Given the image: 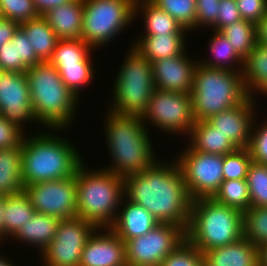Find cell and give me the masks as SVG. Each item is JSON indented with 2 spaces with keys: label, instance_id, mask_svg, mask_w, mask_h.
Here are the masks:
<instances>
[{
  "label": "cell",
  "instance_id": "cell-1",
  "mask_svg": "<svg viewBox=\"0 0 267 266\" xmlns=\"http://www.w3.org/2000/svg\"><path fill=\"white\" fill-rule=\"evenodd\" d=\"M159 160L144 171L125 177L124 195L149 211L159 223L174 224L186 231L192 199L183 173L175 159L172 163Z\"/></svg>",
  "mask_w": 267,
  "mask_h": 266
},
{
  "label": "cell",
  "instance_id": "cell-2",
  "mask_svg": "<svg viewBox=\"0 0 267 266\" xmlns=\"http://www.w3.org/2000/svg\"><path fill=\"white\" fill-rule=\"evenodd\" d=\"M107 112L104 134L112 166L102 169L125 178L151 167L158 158L141 116Z\"/></svg>",
  "mask_w": 267,
  "mask_h": 266
},
{
  "label": "cell",
  "instance_id": "cell-3",
  "mask_svg": "<svg viewBox=\"0 0 267 266\" xmlns=\"http://www.w3.org/2000/svg\"><path fill=\"white\" fill-rule=\"evenodd\" d=\"M52 133L37 131L33 136L24 135L21 143L23 186L74 176L83 164L76 146Z\"/></svg>",
  "mask_w": 267,
  "mask_h": 266
},
{
  "label": "cell",
  "instance_id": "cell-4",
  "mask_svg": "<svg viewBox=\"0 0 267 266\" xmlns=\"http://www.w3.org/2000/svg\"><path fill=\"white\" fill-rule=\"evenodd\" d=\"M26 76L37 122L52 131L65 130L73 121L79 98L70 91L58 70L48 61L28 68Z\"/></svg>",
  "mask_w": 267,
  "mask_h": 266
},
{
  "label": "cell",
  "instance_id": "cell-5",
  "mask_svg": "<svg viewBox=\"0 0 267 266\" xmlns=\"http://www.w3.org/2000/svg\"><path fill=\"white\" fill-rule=\"evenodd\" d=\"M82 164L76 171L77 216L97 228H109L117 216L124 192V178Z\"/></svg>",
  "mask_w": 267,
  "mask_h": 266
},
{
  "label": "cell",
  "instance_id": "cell-6",
  "mask_svg": "<svg viewBox=\"0 0 267 266\" xmlns=\"http://www.w3.org/2000/svg\"><path fill=\"white\" fill-rule=\"evenodd\" d=\"M185 235L203 253L232 244L243 237V212L213 198L194 199Z\"/></svg>",
  "mask_w": 267,
  "mask_h": 266
},
{
  "label": "cell",
  "instance_id": "cell-7",
  "mask_svg": "<svg viewBox=\"0 0 267 266\" xmlns=\"http://www.w3.org/2000/svg\"><path fill=\"white\" fill-rule=\"evenodd\" d=\"M248 97L242 72L197 64L191 91L195 121L208 120Z\"/></svg>",
  "mask_w": 267,
  "mask_h": 266
},
{
  "label": "cell",
  "instance_id": "cell-8",
  "mask_svg": "<svg viewBox=\"0 0 267 266\" xmlns=\"http://www.w3.org/2000/svg\"><path fill=\"white\" fill-rule=\"evenodd\" d=\"M131 47L112 85L114 98L109 110L121 115L142 116L155 90L153 68L146 57Z\"/></svg>",
  "mask_w": 267,
  "mask_h": 266
},
{
  "label": "cell",
  "instance_id": "cell-9",
  "mask_svg": "<svg viewBox=\"0 0 267 266\" xmlns=\"http://www.w3.org/2000/svg\"><path fill=\"white\" fill-rule=\"evenodd\" d=\"M134 4V0H83L81 39L94 50L107 45L134 21Z\"/></svg>",
  "mask_w": 267,
  "mask_h": 266
},
{
  "label": "cell",
  "instance_id": "cell-10",
  "mask_svg": "<svg viewBox=\"0 0 267 266\" xmlns=\"http://www.w3.org/2000/svg\"><path fill=\"white\" fill-rule=\"evenodd\" d=\"M175 159L192 200L212 198L223 182L224 155L193 150L189 145Z\"/></svg>",
  "mask_w": 267,
  "mask_h": 266
},
{
  "label": "cell",
  "instance_id": "cell-11",
  "mask_svg": "<svg viewBox=\"0 0 267 266\" xmlns=\"http://www.w3.org/2000/svg\"><path fill=\"white\" fill-rule=\"evenodd\" d=\"M141 118L165 134L181 132L189 135L195 124L191 93H173L155 88Z\"/></svg>",
  "mask_w": 267,
  "mask_h": 266
},
{
  "label": "cell",
  "instance_id": "cell-12",
  "mask_svg": "<svg viewBox=\"0 0 267 266\" xmlns=\"http://www.w3.org/2000/svg\"><path fill=\"white\" fill-rule=\"evenodd\" d=\"M186 239L185 230L170 223H159L145 235L128 240V266H160L163 259Z\"/></svg>",
  "mask_w": 267,
  "mask_h": 266
},
{
  "label": "cell",
  "instance_id": "cell-13",
  "mask_svg": "<svg viewBox=\"0 0 267 266\" xmlns=\"http://www.w3.org/2000/svg\"><path fill=\"white\" fill-rule=\"evenodd\" d=\"M96 229L78 216L61 219L54 239L41 253L44 266H79L82 250Z\"/></svg>",
  "mask_w": 267,
  "mask_h": 266
},
{
  "label": "cell",
  "instance_id": "cell-14",
  "mask_svg": "<svg viewBox=\"0 0 267 266\" xmlns=\"http://www.w3.org/2000/svg\"><path fill=\"white\" fill-rule=\"evenodd\" d=\"M36 212L59 219L77 216L75 175L59 180L39 182L24 186Z\"/></svg>",
  "mask_w": 267,
  "mask_h": 266
},
{
  "label": "cell",
  "instance_id": "cell-15",
  "mask_svg": "<svg viewBox=\"0 0 267 266\" xmlns=\"http://www.w3.org/2000/svg\"><path fill=\"white\" fill-rule=\"evenodd\" d=\"M0 115L25 133L24 123L36 122L26 72L0 74Z\"/></svg>",
  "mask_w": 267,
  "mask_h": 266
},
{
  "label": "cell",
  "instance_id": "cell-16",
  "mask_svg": "<svg viewBox=\"0 0 267 266\" xmlns=\"http://www.w3.org/2000/svg\"><path fill=\"white\" fill-rule=\"evenodd\" d=\"M254 96H249L239 105L211 116L207 121L215 127V130L221 132L238 149L247 148L254 117L256 113V101ZM255 102V103H254Z\"/></svg>",
  "mask_w": 267,
  "mask_h": 266
},
{
  "label": "cell",
  "instance_id": "cell-17",
  "mask_svg": "<svg viewBox=\"0 0 267 266\" xmlns=\"http://www.w3.org/2000/svg\"><path fill=\"white\" fill-rule=\"evenodd\" d=\"M79 266H128L125 242L110 228H97L82 250Z\"/></svg>",
  "mask_w": 267,
  "mask_h": 266
},
{
  "label": "cell",
  "instance_id": "cell-18",
  "mask_svg": "<svg viewBox=\"0 0 267 266\" xmlns=\"http://www.w3.org/2000/svg\"><path fill=\"white\" fill-rule=\"evenodd\" d=\"M186 52L152 62L155 88L173 93H191L198 61H192Z\"/></svg>",
  "mask_w": 267,
  "mask_h": 266
},
{
  "label": "cell",
  "instance_id": "cell-19",
  "mask_svg": "<svg viewBox=\"0 0 267 266\" xmlns=\"http://www.w3.org/2000/svg\"><path fill=\"white\" fill-rule=\"evenodd\" d=\"M120 209L121 211L117 212L114 223L109 228L125 243L145 235L159 224L149 211L131 202L125 196L122 198Z\"/></svg>",
  "mask_w": 267,
  "mask_h": 266
},
{
  "label": "cell",
  "instance_id": "cell-20",
  "mask_svg": "<svg viewBox=\"0 0 267 266\" xmlns=\"http://www.w3.org/2000/svg\"><path fill=\"white\" fill-rule=\"evenodd\" d=\"M204 266H260L259 248L242 237L226 246L203 253Z\"/></svg>",
  "mask_w": 267,
  "mask_h": 266
},
{
  "label": "cell",
  "instance_id": "cell-21",
  "mask_svg": "<svg viewBox=\"0 0 267 266\" xmlns=\"http://www.w3.org/2000/svg\"><path fill=\"white\" fill-rule=\"evenodd\" d=\"M43 17L59 40L81 39L83 27V0H72L57 6Z\"/></svg>",
  "mask_w": 267,
  "mask_h": 266
},
{
  "label": "cell",
  "instance_id": "cell-22",
  "mask_svg": "<svg viewBox=\"0 0 267 266\" xmlns=\"http://www.w3.org/2000/svg\"><path fill=\"white\" fill-rule=\"evenodd\" d=\"M186 34L142 35L131 46L151 63L179 56L185 51Z\"/></svg>",
  "mask_w": 267,
  "mask_h": 266
},
{
  "label": "cell",
  "instance_id": "cell-23",
  "mask_svg": "<svg viewBox=\"0 0 267 266\" xmlns=\"http://www.w3.org/2000/svg\"><path fill=\"white\" fill-rule=\"evenodd\" d=\"M189 136V146L196 151L226 155L238 149L221 132L215 130V127L207 120L195 121Z\"/></svg>",
  "mask_w": 267,
  "mask_h": 266
},
{
  "label": "cell",
  "instance_id": "cell-24",
  "mask_svg": "<svg viewBox=\"0 0 267 266\" xmlns=\"http://www.w3.org/2000/svg\"><path fill=\"white\" fill-rule=\"evenodd\" d=\"M61 219L35 212L30 220L12 237L27 245L38 246L40 252L50 244L57 232Z\"/></svg>",
  "mask_w": 267,
  "mask_h": 266
},
{
  "label": "cell",
  "instance_id": "cell-25",
  "mask_svg": "<svg viewBox=\"0 0 267 266\" xmlns=\"http://www.w3.org/2000/svg\"><path fill=\"white\" fill-rule=\"evenodd\" d=\"M143 12L145 35L186 34L187 30L168 13L154 5L150 0H138L134 4V18Z\"/></svg>",
  "mask_w": 267,
  "mask_h": 266
},
{
  "label": "cell",
  "instance_id": "cell-26",
  "mask_svg": "<svg viewBox=\"0 0 267 266\" xmlns=\"http://www.w3.org/2000/svg\"><path fill=\"white\" fill-rule=\"evenodd\" d=\"M22 149H0V195H14L24 191L22 179Z\"/></svg>",
  "mask_w": 267,
  "mask_h": 266
},
{
  "label": "cell",
  "instance_id": "cell-27",
  "mask_svg": "<svg viewBox=\"0 0 267 266\" xmlns=\"http://www.w3.org/2000/svg\"><path fill=\"white\" fill-rule=\"evenodd\" d=\"M245 89L249 96L267 89V47L256 44L244 59L242 70Z\"/></svg>",
  "mask_w": 267,
  "mask_h": 266
},
{
  "label": "cell",
  "instance_id": "cell-28",
  "mask_svg": "<svg viewBox=\"0 0 267 266\" xmlns=\"http://www.w3.org/2000/svg\"><path fill=\"white\" fill-rule=\"evenodd\" d=\"M35 212L29 197L24 191L6 196L2 241L5 237L6 239H8L7 237L12 238L32 218Z\"/></svg>",
  "mask_w": 267,
  "mask_h": 266
},
{
  "label": "cell",
  "instance_id": "cell-29",
  "mask_svg": "<svg viewBox=\"0 0 267 266\" xmlns=\"http://www.w3.org/2000/svg\"><path fill=\"white\" fill-rule=\"evenodd\" d=\"M20 28L28 37L36 56L42 62L48 61L59 40L48 21L43 16H39L21 23Z\"/></svg>",
  "mask_w": 267,
  "mask_h": 266
},
{
  "label": "cell",
  "instance_id": "cell-30",
  "mask_svg": "<svg viewBox=\"0 0 267 266\" xmlns=\"http://www.w3.org/2000/svg\"><path fill=\"white\" fill-rule=\"evenodd\" d=\"M212 31L213 35H211V39L208 42L209 50L211 55H213L212 60L210 58L209 61L207 59L206 61L202 60L198 63L208 67L242 72L244 59L235 51L233 45L225 36H223L219 31ZM237 64L239 69H237Z\"/></svg>",
  "mask_w": 267,
  "mask_h": 266
},
{
  "label": "cell",
  "instance_id": "cell-31",
  "mask_svg": "<svg viewBox=\"0 0 267 266\" xmlns=\"http://www.w3.org/2000/svg\"><path fill=\"white\" fill-rule=\"evenodd\" d=\"M92 50L94 49L82 39L58 40L48 62L57 70L61 66L93 65L90 61Z\"/></svg>",
  "mask_w": 267,
  "mask_h": 266
},
{
  "label": "cell",
  "instance_id": "cell-32",
  "mask_svg": "<svg viewBox=\"0 0 267 266\" xmlns=\"http://www.w3.org/2000/svg\"><path fill=\"white\" fill-rule=\"evenodd\" d=\"M220 33L233 45L235 51L245 59L256 45L255 24L239 20L224 27Z\"/></svg>",
  "mask_w": 267,
  "mask_h": 266
},
{
  "label": "cell",
  "instance_id": "cell-33",
  "mask_svg": "<svg viewBox=\"0 0 267 266\" xmlns=\"http://www.w3.org/2000/svg\"><path fill=\"white\" fill-rule=\"evenodd\" d=\"M212 198L222 205L245 212L250 208L247 180H224Z\"/></svg>",
  "mask_w": 267,
  "mask_h": 266
},
{
  "label": "cell",
  "instance_id": "cell-34",
  "mask_svg": "<svg viewBox=\"0 0 267 266\" xmlns=\"http://www.w3.org/2000/svg\"><path fill=\"white\" fill-rule=\"evenodd\" d=\"M243 237L257 248L267 243V207L243 212Z\"/></svg>",
  "mask_w": 267,
  "mask_h": 266
},
{
  "label": "cell",
  "instance_id": "cell-35",
  "mask_svg": "<svg viewBox=\"0 0 267 266\" xmlns=\"http://www.w3.org/2000/svg\"><path fill=\"white\" fill-rule=\"evenodd\" d=\"M187 31L196 29V0H150Z\"/></svg>",
  "mask_w": 267,
  "mask_h": 266
},
{
  "label": "cell",
  "instance_id": "cell-36",
  "mask_svg": "<svg viewBox=\"0 0 267 266\" xmlns=\"http://www.w3.org/2000/svg\"><path fill=\"white\" fill-rule=\"evenodd\" d=\"M250 207H267V165L252 162L247 171Z\"/></svg>",
  "mask_w": 267,
  "mask_h": 266
},
{
  "label": "cell",
  "instance_id": "cell-37",
  "mask_svg": "<svg viewBox=\"0 0 267 266\" xmlns=\"http://www.w3.org/2000/svg\"><path fill=\"white\" fill-rule=\"evenodd\" d=\"M93 65H71V66H61L58 69V73L70 89V91L79 98V91H82L85 86H88L94 78Z\"/></svg>",
  "mask_w": 267,
  "mask_h": 266
},
{
  "label": "cell",
  "instance_id": "cell-38",
  "mask_svg": "<svg viewBox=\"0 0 267 266\" xmlns=\"http://www.w3.org/2000/svg\"><path fill=\"white\" fill-rule=\"evenodd\" d=\"M251 163L252 158L247 148H239L230 154L224 155L223 181L246 179Z\"/></svg>",
  "mask_w": 267,
  "mask_h": 266
},
{
  "label": "cell",
  "instance_id": "cell-39",
  "mask_svg": "<svg viewBox=\"0 0 267 266\" xmlns=\"http://www.w3.org/2000/svg\"><path fill=\"white\" fill-rule=\"evenodd\" d=\"M160 266H204L203 252L185 239L163 259Z\"/></svg>",
  "mask_w": 267,
  "mask_h": 266
},
{
  "label": "cell",
  "instance_id": "cell-40",
  "mask_svg": "<svg viewBox=\"0 0 267 266\" xmlns=\"http://www.w3.org/2000/svg\"><path fill=\"white\" fill-rule=\"evenodd\" d=\"M0 15L18 24L39 17L33 0H0Z\"/></svg>",
  "mask_w": 267,
  "mask_h": 266
},
{
  "label": "cell",
  "instance_id": "cell-41",
  "mask_svg": "<svg viewBox=\"0 0 267 266\" xmlns=\"http://www.w3.org/2000/svg\"><path fill=\"white\" fill-rule=\"evenodd\" d=\"M15 42L17 51V73L26 72L28 68L42 62L36 56L28 37L20 27L15 32Z\"/></svg>",
  "mask_w": 267,
  "mask_h": 266
},
{
  "label": "cell",
  "instance_id": "cell-42",
  "mask_svg": "<svg viewBox=\"0 0 267 266\" xmlns=\"http://www.w3.org/2000/svg\"><path fill=\"white\" fill-rule=\"evenodd\" d=\"M262 126L252 125L250 141L247 149L249 150L252 162L258 164H267V121ZM255 125V127H254ZM257 128V129H256Z\"/></svg>",
  "mask_w": 267,
  "mask_h": 266
},
{
  "label": "cell",
  "instance_id": "cell-43",
  "mask_svg": "<svg viewBox=\"0 0 267 266\" xmlns=\"http://www.w3.org/2000/svg\"><path fill=\"white\" fill-rule=\"evenodd\" d=\"M221 0H196V28L216 26Z\"/></svg>",
  "mask_w": 267,
  "mask_h": 266
},
{
  "label": "cell",
  "instance_id": "cell-44",
  "mask_svg": "<svg viewBox=\"0 0 267 266\" xmlns=\"http://www.w3.org/2000/svg\"><path fill=\"white\" fill-rule=\"evenodd\" d=\"M243 20L256 24L267 14V0H236Z\"/></svg>",
  "mask_w": 267,
  "mask_h": 266
},
{
  "label": "cell",
  "instance_id": "cell-45",
  "mask_svg": "<svg viewBox=\"0 0 267 266\" xmlns=\"http://www.w3.org/2000/svg\"><path fill=\"white\" fill-rule=\"evenodd\" d=\"M241 14L237 7L236 0H221L219 5V13L216 20L214 31H221L236 21L241 20Z\"/></svg>",
  "mask_w": 267,
  "mask_h": 266
},
{
  "label": "cell",
  "instance_id": "cell-46",
  "mask_svg": "<svg viewBox=\"0 0 267 266\" xmlns=\"http://www.w3.org/2000/svg\"><path fill=\"white\" fill-rule=\"evenodd\" d=\"M0 115V149L18 147L25 133Z\"/></svg>",
  "mask_w": 267,
  "mask_h": 266
},
{
  "label": "cell",
  "instance_id": "cell-47",
  "mask_svg": "<svg viewBox=\"0 0 267 266\" xmlns=\"http://www.w3.org/2000/svg\"><path fill=\"white\" fill-rule=\"evenodd\" d=\"M0 68L2 72H17V51L14 37L0 46Z\"/></svg>",
  "mask_w": 267,
  "mask_h": 266
},
{
  "label": "cell",
  "instance_id": "cell-48",
  "mask_svg": "<svg viewBox=\"0 0 267 266\" xmlns=\"http://www.w3.org/2000/svg\"><path fill=\"white\" fill-rule=\"evenodd\" d=\"M19 27L17 22L0 17V46L10 41Z\"/></svg>",
  "mask_w": 267,
  "mask_h": 266
},
{
  "label": "cell",
  "instance_id": "cell-49",
  "mask_svg": "<svg viewBox=\"0 0 267 266\" xmlns=\"http://www.w3.org/2000/svg\"><path fill=\"white\" fill-rule=\"evenodd\" d=\"M72 0H33L36 11L39 16H43L51 9L66 4Z\"/></svg>",
  "mask_w": 267,
  "mask_h": 266
},
{
  "label": "cell",
  "instance_id": "cell-50",
  "mask_svg": "<svg viewBox=\"0 0 267 266\" xmlns=\"http://www.w3.org/2000/svg\"><path fill=\"white\" fill-rule=\"evenodd\" d=\"M256 44L267 47V14L255 24Z\"/></svg>",
  "mask_w": 267,
  "mask_h": 266
},
{
  "label": "cell",
  "instance_id": "cell-51",
  "mask_svg": "<svg viewBox=\"0 0 267 266\" xmlns=\"http://www.w3.org/2000/svg\"><path fill=\"white\" fill-rule=\"evenodd\" d=\"M5 201H6V195H0V241L2 240Z\"/></svg>",
  "mask_w": 267,
  "mask_h": 266
},
{
  "label": "cell",
  "instance_id": "cell-52",
  "mask_svg": "<svg viewBox=\"0 0 267 266\" xmlns=\"http://www.w3.org/2000/svg\"><path fill=\"white\" fill-rule=\"evenodd\" d=\"M260 266H267V243L259 248Z\"/></svg>",
  "mask_w": 267,
  "mask_h": 266
},
{
  "label": "cell",
  "instance_id": "cell-53",
  "mask_svg": "<svg viewBox=\"0 0 267 266\" xmlns=\"http://www.w3.org/2000/svg\"><path fill=\"white\" fill-rule=\"evenodd\" d=\"M5 255H0V266H15L13 265L12 261H10L8 258L4 257Z\"/></svg>",
  "mask_w": 267,
  "mask_h": 266
},
{
  "label": "cell",
  "instance_id": "cell-54",
  "mask_svg": "<svg viewBox=\"0 0 267 266\" xmlns=\"http://www.w3.org/2000/svg\"><path fill=\"white\" fill-rule=\"evenodd\" d=\"M262 94H264L265 96H267V89Z\"/></svg>",
  "mask_w": 267,
  "mask_h": 266
}]
</instances>
